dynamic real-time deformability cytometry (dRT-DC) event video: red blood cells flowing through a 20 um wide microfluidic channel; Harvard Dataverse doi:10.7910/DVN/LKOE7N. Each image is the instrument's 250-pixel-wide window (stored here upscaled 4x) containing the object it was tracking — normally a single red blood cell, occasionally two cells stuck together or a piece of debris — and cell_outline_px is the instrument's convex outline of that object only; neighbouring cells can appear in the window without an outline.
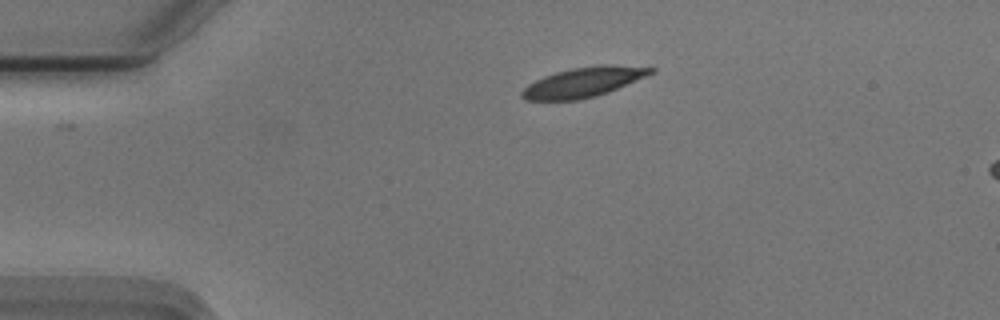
{"species": "Egyptian fruit bat (a non-hibernating species)", "species_latin": "Rousettus aegyptiacus", "temperature_condition": "cold", "stored_images_in_passage": 7, "camera_frame_rate_fps": 3000, "um_per_image_px": 0.085, "animal": {"sex": "male"}, "frame": {"image": 1, "passage_image": 1, "time_ms": 0.0, "image_size_px": [1000, 320], "cell_outline_px": [[656, 72], [608, 92], [596, 96], [580, 100], [524, 100], [520, 96], [520, 92], [528, 84], [544, 76], [556, 72], [572, 68], [600, 64], [612, 64], [656, 68]], "centroid_in_image_um": [49.6, 6.98], "position_along_channel_um": 35.4, "area_um2": 22.48}}